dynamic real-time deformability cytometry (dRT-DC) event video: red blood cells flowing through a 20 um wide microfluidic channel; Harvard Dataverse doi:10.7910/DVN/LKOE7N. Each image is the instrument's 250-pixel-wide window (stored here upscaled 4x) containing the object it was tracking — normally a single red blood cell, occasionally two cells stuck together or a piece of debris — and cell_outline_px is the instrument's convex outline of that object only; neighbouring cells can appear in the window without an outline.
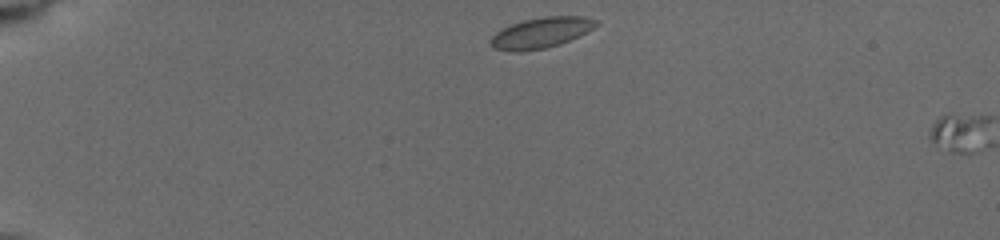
{"species": "common noctule bat (a hibernating species)", "species_latin": "Nyctalus noctula", "temperature_condition": "cold", "stored_images_in_passage": 3, "segment_of_instrument_passage": [1, 2], "camera_frame_rate_fps": 3000, "um_per_image_px": 0.085, "animal": {"sex": "female", "body_mass_g": 19.5, "forearm_length_mm": 54.1}, "frame": {"image": 1, "passage_image": 1, "time_ms": 0.0, "image_size_px": [1000, 240], "cell_outline_px": [[600, 24], [560, 44], [544, 48], [520, 52], [516, 52], [496, 48], [488, 44], [488, 40], [496, 32], [512, 24], [524, 20], [544, 16], [584, 16], [596, 20]], "centroid_in_image_um": [45.95, 2.78], "position_along_channel_um": 39.0, "area_um2": 18.55}}